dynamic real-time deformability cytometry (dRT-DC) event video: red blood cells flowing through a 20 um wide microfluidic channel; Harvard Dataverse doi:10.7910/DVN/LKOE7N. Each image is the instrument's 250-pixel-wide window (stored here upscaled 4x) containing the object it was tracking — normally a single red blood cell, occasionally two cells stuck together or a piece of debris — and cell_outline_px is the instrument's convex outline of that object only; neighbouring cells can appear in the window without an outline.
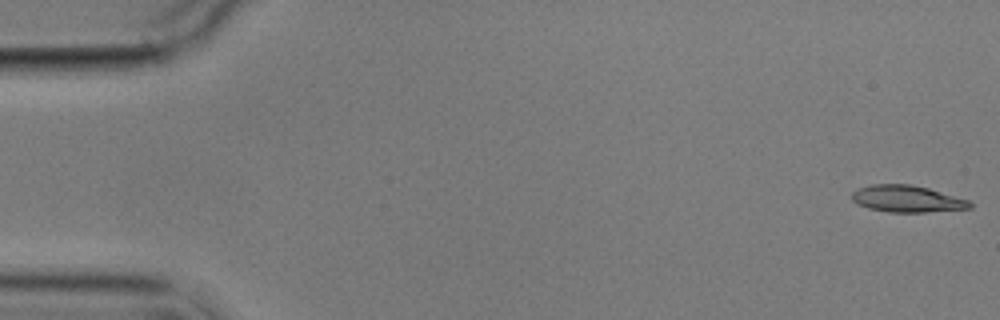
{"species": "common noctule bat (a hibernating species)", "species_latin": "Nyctalus noctula", "temperature_condition": "cold", "stored_images_in_passage": 6, "camera_frame_rate_fps": 3000, "um_per_image_px": 0.085, "animal": {"sex": "male", "body_mass_g": 17.9}, "frame": {"image": 1, "passage_image": 1, "time_ms": 0.0, "image_size_px": [1000, 320], "cell_outline_px": [[972, 208], [924, 212], [888, 212], [868, 208], [856, 204], [852, 200], [852, 192], [856, 188], [872, 184], [912, 184], [928, 188], [968, 200], [972, 204]], "centroid_in_image_um": [77.04, 16.89], "position_along_channel_um": 8.0, "area_um2": 18.44}}